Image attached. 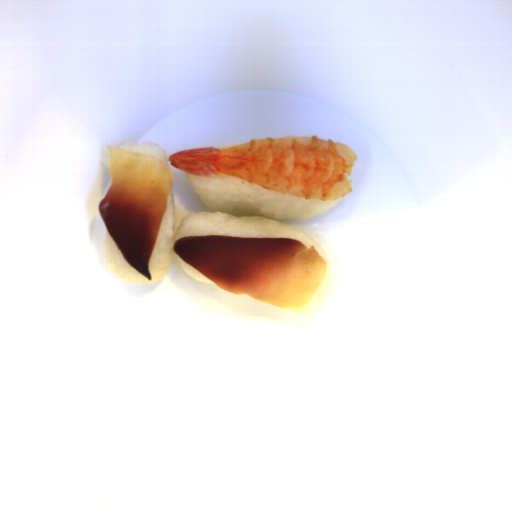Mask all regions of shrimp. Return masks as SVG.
Here are the masks:
<instances>
[{
	"label": "shrimp",
	"instance_id": "obj_1",
	"mask_svg": "<svg viewBox=\"0 0 512 512\" xmlns=\"http://www.w3.org/2000/svg\"><path fill=\"white\" fill-rule=\"evenodd\" d=\"M354 149L317 135L253 138L225 147L182 149L171 166L194 176L238 177L298 198L333 201L352 192Z\"/></svg>",
	"mask_w": 512,
	"mask_h": 512
}]
</instances>
